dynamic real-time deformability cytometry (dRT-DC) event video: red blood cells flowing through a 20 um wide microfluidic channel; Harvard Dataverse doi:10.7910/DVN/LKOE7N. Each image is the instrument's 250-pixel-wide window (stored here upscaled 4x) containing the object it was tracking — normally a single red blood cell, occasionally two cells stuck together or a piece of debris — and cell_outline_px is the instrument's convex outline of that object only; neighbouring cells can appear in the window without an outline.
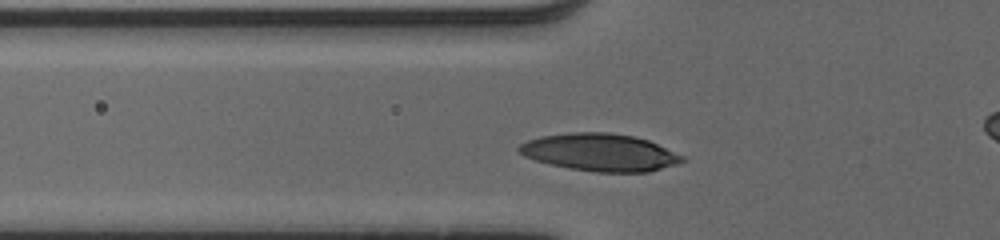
{"species": "human", "species_latin": "Homo sapiens", "temperature_condition": "cold", "stored_images_in_passage": 25, "camera_frame_rate_fps": 3000, "um_per_image_px": 0.085, "donor": {"sex": "male"}, "frame": {"image": 1, "passage_image": 7, "time_ms": 2.0, "image_size_px": [1000, 240], "cell_outline_px": [[688, 160], [676, 164], [648, 172], [596, 172], [572, 168], [552, 164], [536, 160], [524, 156], [516, 148], [520, 144], [528, 140], [540, 136], [572, 132], [608, 132], [632, 136], [648, 140], [684, 156]], "centroid_in_image_um": [51.01, 12.94], "position_along_channel_um": 74.8, "area_um2": 35.37}}
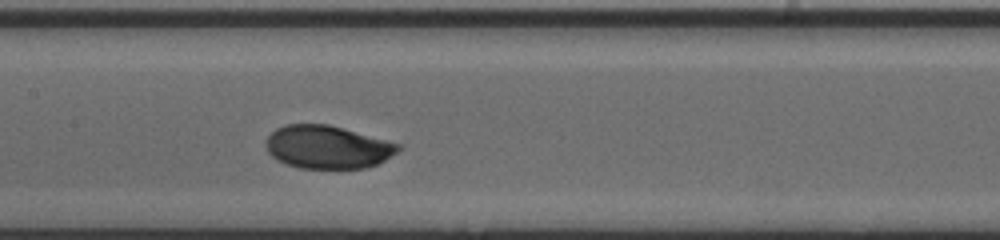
{"frame": {"image": 2, "passage_image": 15, "time_ms": 4.667, "image_size_px": [1000, 240], "cell_outline_px": [[400, 148], [396, 152], [384, 160], [376, 164], [364, 168], [300, 168], [276, 160], [268, 152], [268, 136], [276, 128], [284, 124], [328, 124], [400, 144]], "centroid_in_image_um": [27.82, 12.49], "position_along_channel_um": 179.6, "area_um2": 32.71}}
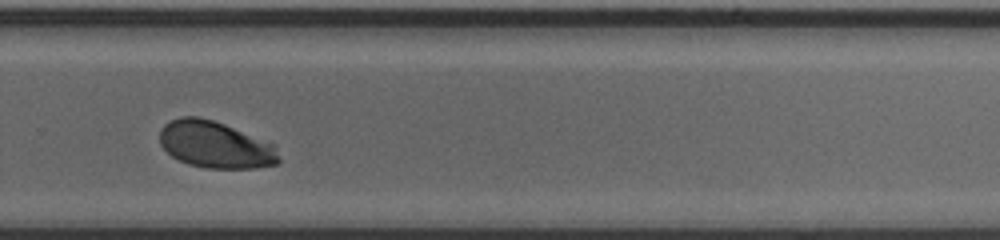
{"frame": {"image": 3, "passage_image": 25, "time_ms": 8.0, "image_size_px": [1000, 240], "cell_outline_px": [[280, 160], [276, 164], [256, 168], [204, 168], [188, 164], [172, 156], [160, 144], [160, 132], [164, 124], [180, 116], [196, 116], [212, 120], [224, 124], [272, 144]], "centroid_in_image_um": [18.26, 12.31], "position_along_channel_um": 311.5, "area_um2": 32.02}}